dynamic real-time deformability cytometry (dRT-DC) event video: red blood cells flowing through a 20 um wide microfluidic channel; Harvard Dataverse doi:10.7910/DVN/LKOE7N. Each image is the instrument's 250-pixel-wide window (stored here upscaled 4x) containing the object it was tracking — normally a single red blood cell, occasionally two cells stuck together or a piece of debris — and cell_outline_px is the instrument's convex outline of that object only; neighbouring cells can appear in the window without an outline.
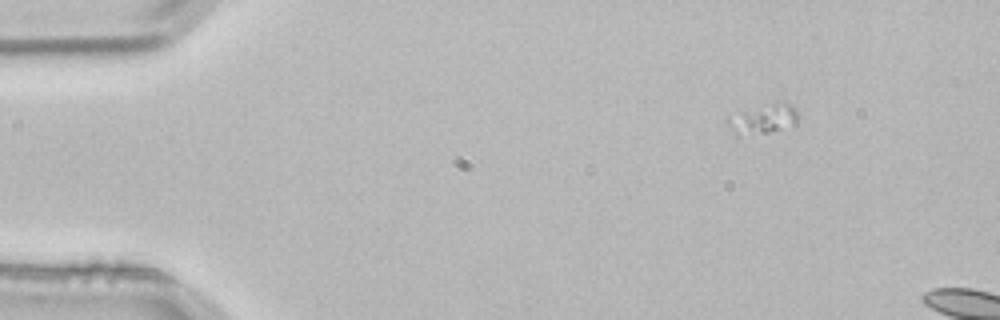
{"species": "common noctule bat (a hibernating species)", "species_latin": "Nyctalus noctula", "temperature_condition": "room temperature", "stored_images_in_passage": 3, "camera_frame_rate_fps": 3000, "um_per_image_px": 0.085, "animal": {"sex": "male", "body_mass_g": 21.5, "forearm_length_mm": 52.0}, "frame": {"image": 1, "passage_image": 1, "time_ms": 0.0, "image_size_px": [1000, 320], "cell_outline_px": [[800, 120], [796, 124], [768, 132], [740, 136], [736, 136], [724, 120], [728, 116], [776, 100], [784, 100], [792, 104], [796, 108]], "centroid_in_image_um": [64.9, 10.07], "position_along_channel_um": 20.1, "area_um2": 12.66}}